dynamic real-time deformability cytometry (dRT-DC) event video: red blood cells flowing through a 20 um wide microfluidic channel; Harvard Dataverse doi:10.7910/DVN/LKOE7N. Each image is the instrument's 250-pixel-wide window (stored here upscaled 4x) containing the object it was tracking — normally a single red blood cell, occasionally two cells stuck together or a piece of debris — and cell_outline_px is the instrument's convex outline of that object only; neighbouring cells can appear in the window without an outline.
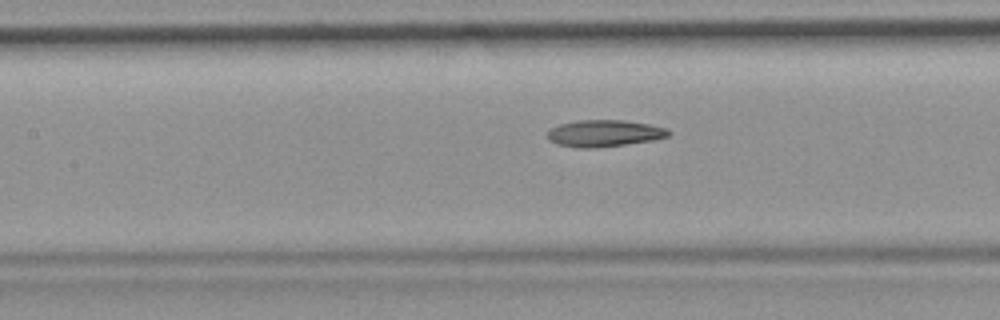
{"species": "common noctule bat (a hibernating species)", "species_latin": "Nyctalus noctula", "temperature_condition": "room temperature", "stored_images_in_passage": 10, "camera_frame_rate_fps": 3000, "um_per_image_px": 0.085, "animal": {"sex": "female", "body_mass_g": 19.9}, "frame": {"image": 1, "passage_image": 5, "time_ms": 1.333, "image_size_px": [1000, 320], "cell_outline_px": [[672, 132], [668, 136], [656, 140], [592, 148], [576, 148], [556, 144], [548, 140], [548, 132], [552, 128], [560, 124], [580, 120], [624, 120], [648, 124], [668, 128]], "centroid_in_image_um": [51.39, 11.33], "position_along_channel_um": 156.0, "area_um2": 18.9}}